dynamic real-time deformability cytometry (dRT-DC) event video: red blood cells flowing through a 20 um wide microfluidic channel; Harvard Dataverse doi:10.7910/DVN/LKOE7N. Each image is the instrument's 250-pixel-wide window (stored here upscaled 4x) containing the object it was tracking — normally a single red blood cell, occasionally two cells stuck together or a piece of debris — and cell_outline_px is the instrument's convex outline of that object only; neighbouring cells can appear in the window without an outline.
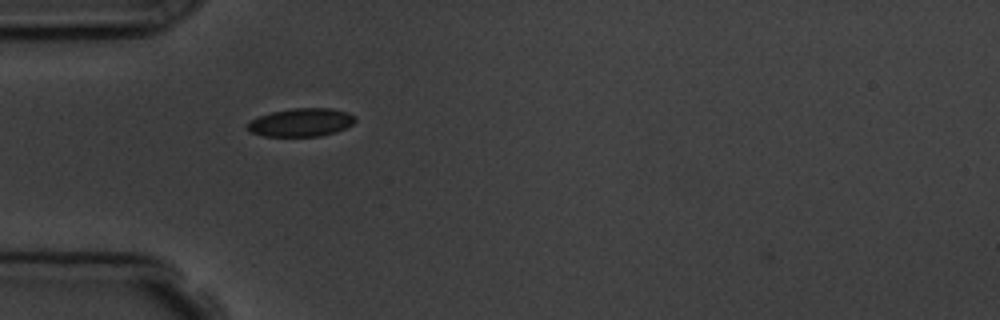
{"species": "common noctule bat (a hibernating species)", "species_latin": "Nyctalus noctula", "temperature_condition": "room temperature", "stored_images_in_passage": 1, "camera_frame_rate_fps": 3000, "um_per_image_px": 0.085, "animal": {"sex": "male", "body_mass_g": 19.5, "forearm_length_mm": 54.6}, "frame": {"image": 1, "passage_image": 1, "time_ms": 0.0, "image_size_px": [1000, 320], "cell_outline_px": [[356, 120], [352, 124], [336, 132], [320, 136], [264, 136], [248, 132], [248, 124], [252, 120], [260, 116], [272, 112], [292, 108], [332, 108], [348, 112], [356, 116]], "centroid_in_image_um": [25.62, 10.4], "position_along_channel_um": 59.4, "area_um2": 17.69}}